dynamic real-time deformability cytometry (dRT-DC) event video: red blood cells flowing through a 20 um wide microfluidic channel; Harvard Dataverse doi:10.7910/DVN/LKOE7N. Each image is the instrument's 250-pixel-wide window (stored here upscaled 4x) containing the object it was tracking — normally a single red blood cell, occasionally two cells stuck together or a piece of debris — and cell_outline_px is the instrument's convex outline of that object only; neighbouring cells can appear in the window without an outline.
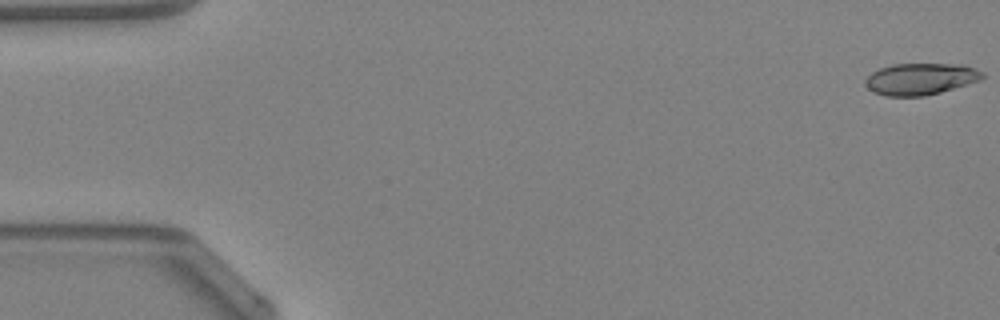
{"species": "Egyptian fruit bat (a non-hibernating species)", "species_latin": "Rousettus aegyptiacus", "temperature_condition": "warm", "stored_images_in_passage": 48, "camera_frame_rate_fps": 3000, "um_per_image_px": 0.085, "animal": {"sex": "female"}, "frame": {"image": 1, "passage_image": 1, "time_ms": 0.0, "image_size_px": [1000, 320], "cell_outline_px": [[984, 76], [980, 80], [940, 92], [924, 96], [888, 96], [876, 92], [868, 88], [864, 84], [864, 80], [872, 72], [880, 68], [892, 64], [964, 64], [976, 68], [984, 72]], "centroid_in_image_um": [78.26, 6.7], "position_along_channel_um": 6.7, "area_um2": 21.56}}
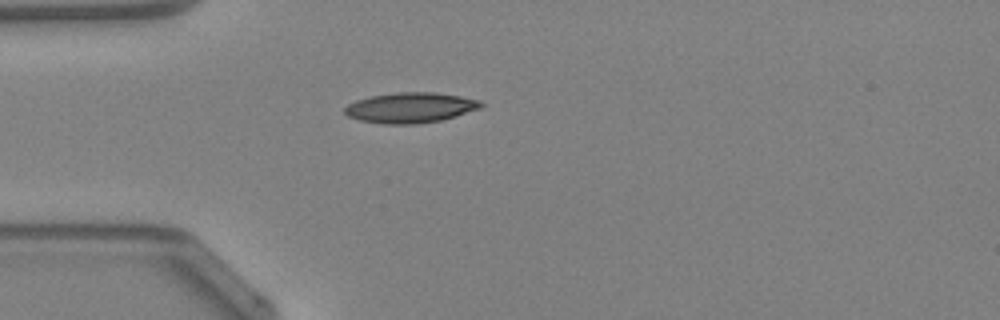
{"frame": {"image": 2, "passage_image": 14, "time_ms": 4.333, "image_size_px": [1000, 320], "cell_outline_px": [[484, 104], [480, 108], [456, 116], [440, 120], [416, 124], [380, 124], [360, 120], [348, 116], [344, 112], [344, 108], [348, 104], [356, 100], [372, 96], [396, 92], [436, 92], [460, 96], [480, 100]], "centroid_in_image_um": [34.88, 9.15], "position_along_channel_um": 50.1, "area_um2": 24.1}}
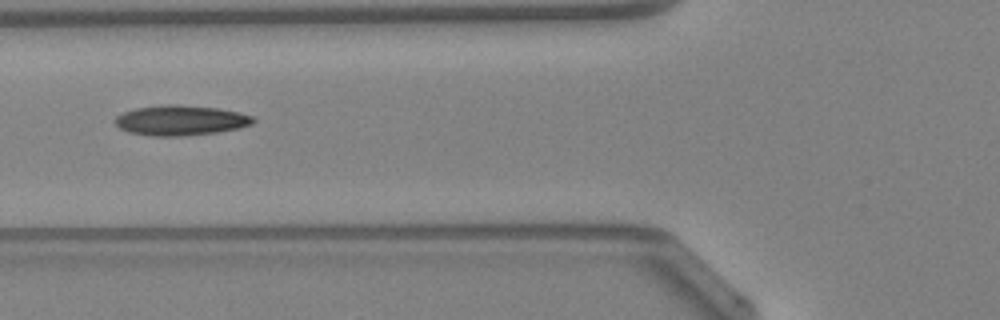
{"frame": {"image": 3, "passage_image": 19, "time_ms": 6.0, "image_size_px": [1000, 320], "cell_outline_px": [[256, 120], [252, 124], [240, 128], [216, 132], [184, 136], [152, 136], [128, 132], [120, 128], [116, 124], [116, 116], [124, 112], [136, 108], [168, 104], [180, 104], [216, 108], [240, 112], [252, 116]], "centroid_in_image_um": [15.38, 10.23], "position_along_channel_um": 110.4, "area_um2": 24.22}, "authors_computed_cell_mechanics": {"area_um2": 22.5709, "velocity_mm_per_s": 4.2847, "shape_relaxation_time_tau1_ms": 10.0553, "shape_relaxation_time_tau2_ms": 5.2574, "deformation_change_tau1": 0.235, "deformation_change_tau2": 0.1481}}